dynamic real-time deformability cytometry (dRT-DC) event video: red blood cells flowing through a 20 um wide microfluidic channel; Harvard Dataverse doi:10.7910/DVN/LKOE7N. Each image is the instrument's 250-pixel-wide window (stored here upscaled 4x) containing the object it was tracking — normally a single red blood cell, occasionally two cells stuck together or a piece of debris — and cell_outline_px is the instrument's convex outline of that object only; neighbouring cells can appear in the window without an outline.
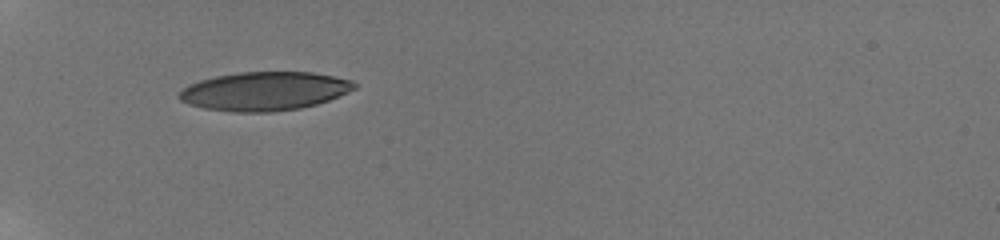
{"species": "human", "species_latin": "Homo sapiens", "temperature_condition": "room temperature", "stored_images_in_passage": 57, "camera_frame_rate_fps": 3000, "um_per_image_px": 0.085, "donor": {"sex": "male"}, "frame": {"image": 1, "passage_image": 1, "time_ms": 0.0, "image_size_px": [1000, 240], "cell_outline_px": [[356, 88], [348, 92], [328, 100], [316, 104], [300, 108], [272, 112], [232, 112], [204, 108], [188, 104], [180, 100], [180, 92], [188, 84], [200, 80], [216, 76], [240, 72], [312, 72], [352, 80], [356, 84]], "centroid_in_image_um": [22.48, 7.75], "position_along_channel_um": 62.5, "area_um2": 39.36}}
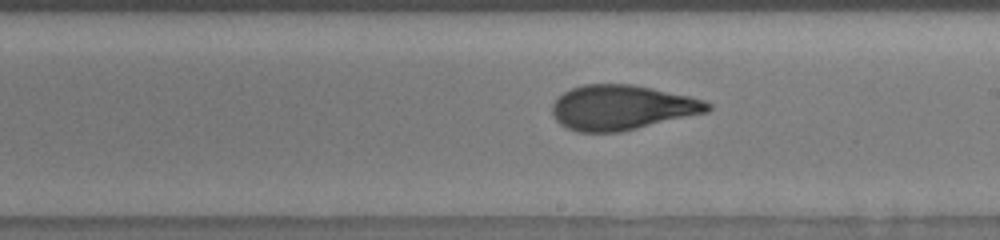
{"frame": {"image": 2, "passage_image": 27, "time_ms": 5.0, "image_size_px": [1000, 240], "cell_outline_px": [[712, 108], [708, 112], [620, 132], [576, 132], [560, 124], [556, 120], [552, 112], [552, 104], [564, 92], [572, 88], [584, 84], [632, 84], [652, 88], [688, 96], [704, 100], [712, 104]], "centroid_in_image_um": [52.86, 9.14], "position_along_channel_um": 236.1, "area_um2": 40.52}}
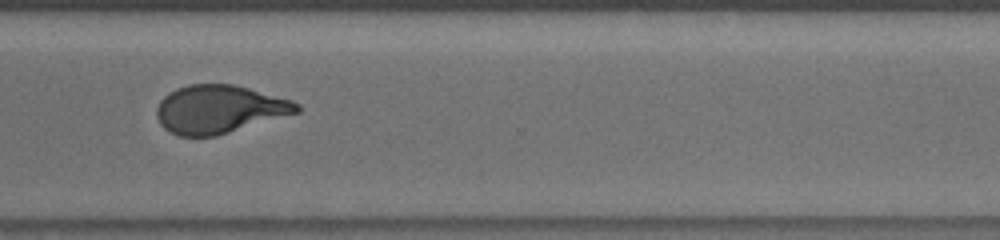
{"frame": {"image": 3, "passage_image": 43, "time_ms": 8.0, "image_size_px": [1000, 240], "cell_outline_px": [[300, 112], [216, 136], [180, 136], [168, 132], [160, 124], [156, 116], [156, 108], [160, 100], [168, 92], [176, 88], [188, 84], [232, 84], [248, 88], [292, 100], [300, 104]], "centroid_in_image_um": [18.61, 9.28], "position_along_channel_um": 352.0, "area_um2": 39.48}, "authors_computed_cell_mechanics": {"area_um2": 40.1132, "velocity_mm_per_s": 3.8684, "shape_relaxation_time_tau1_ms": 6.5135, "shape_relaxation_time_tau2_ms": 1.0242, "deformation_change_tau1": 0.2339, "deformation_change_tau2": 0.0839}}